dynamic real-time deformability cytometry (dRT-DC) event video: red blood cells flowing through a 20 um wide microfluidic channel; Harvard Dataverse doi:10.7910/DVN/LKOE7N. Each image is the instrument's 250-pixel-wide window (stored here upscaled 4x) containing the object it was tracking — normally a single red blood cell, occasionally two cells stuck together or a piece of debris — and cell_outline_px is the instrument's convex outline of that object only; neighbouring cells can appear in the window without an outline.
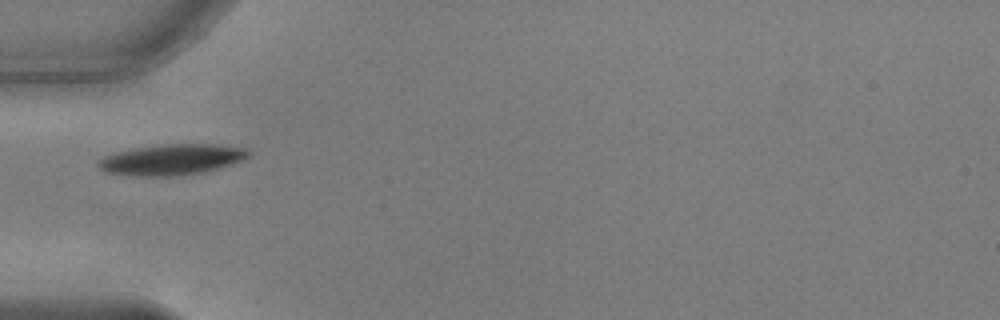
{"species": "common noctule bat (a hibernating species)", "species_latin": "Nyctalus noctula", "temperature_condition": "warm", "stored_images_in_passage": 12, "camera_frame_rate_fps": 3000, "um_per_image_px": 0.085, "animal": {"sex": "male", "body_mass_g": 17.9, "forearm_length_mm": 54.2}, "frame": {"image": 1, "passage_image": 1, "time_ms": 0.0, "image_size_px": [1000, 320], "cell_outline_px": [[252, 152], [248, 156], [232, 164], [208, 172], [180, 176], [136, 176], [104, 172], [96, 164], [96, 160], [112, 152], [132, 148], [160, 144], [212, 144], [244, 148]], "centroid_in_image_um": [14.54, 13.57], "position_along_channel_um": 70.5, "area_um2": 27.4}}
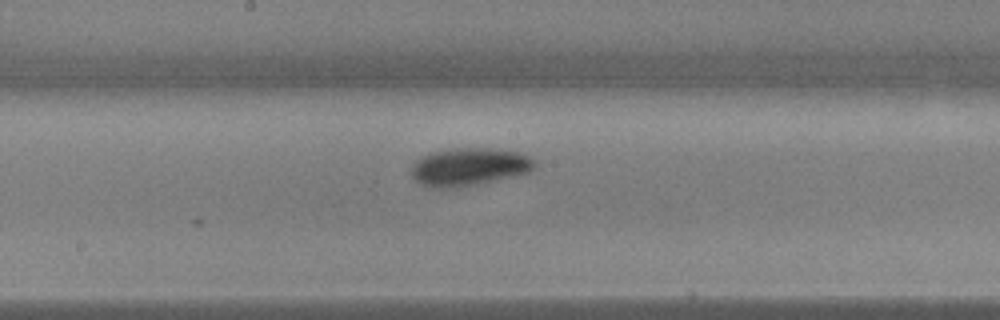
{"frame": {"image": 2, "passage_image": 12, "time_ms": 3.667, "image_size_px": [1000, 320], "cell_outline_px": [[536, 164], [528, 172], [516, 176], [456, 188], [432, 188], [420, 184], [412, 176], [412, 164], [416, 160], [432, 152], [452, 148], [488, 148], [524, 152]], "centroid_in_image_um": [39.87, 14.18], "position_along_channel_um": 208.3, "area_um2": 27.22}}